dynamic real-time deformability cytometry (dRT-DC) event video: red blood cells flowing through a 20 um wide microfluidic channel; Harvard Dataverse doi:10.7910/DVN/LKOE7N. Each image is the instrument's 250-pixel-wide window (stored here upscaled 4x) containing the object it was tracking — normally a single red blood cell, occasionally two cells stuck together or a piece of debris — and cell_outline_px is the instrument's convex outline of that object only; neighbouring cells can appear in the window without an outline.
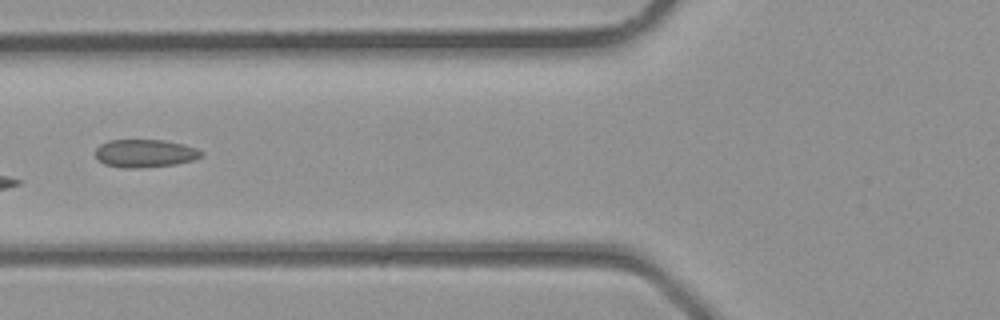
{"species": "common noctule bat (a hibernating species)", "species_latin": "Nyctalus noctula", "temperature_condition": "room temperature", "stored_images_in_passage": 4, "camera_frame_rate_fps": 3000, "um_per_image_px": 0.085, "animal": {"sex": "male", "body_mass_g": 23.1, "forearm_length_mm": 52.7}, "frame": {"image": 1, "passage_image": 4, "time_ms": 1.0, "image_size_px": [1000, 320], "cell_outline_px": [[204, 156], [196, 160], [176, 164], [136, 168], [124, 168], [104, 164], [96, 156], [96, 148], [100, 144], [108, 140], [164, 140], [184, 144], [196, 148], [204, 152]], "centroid_in_image_um": [12.37, 13.03], "position_along_channel_um": 113.4, "area_um2": 17.4}}